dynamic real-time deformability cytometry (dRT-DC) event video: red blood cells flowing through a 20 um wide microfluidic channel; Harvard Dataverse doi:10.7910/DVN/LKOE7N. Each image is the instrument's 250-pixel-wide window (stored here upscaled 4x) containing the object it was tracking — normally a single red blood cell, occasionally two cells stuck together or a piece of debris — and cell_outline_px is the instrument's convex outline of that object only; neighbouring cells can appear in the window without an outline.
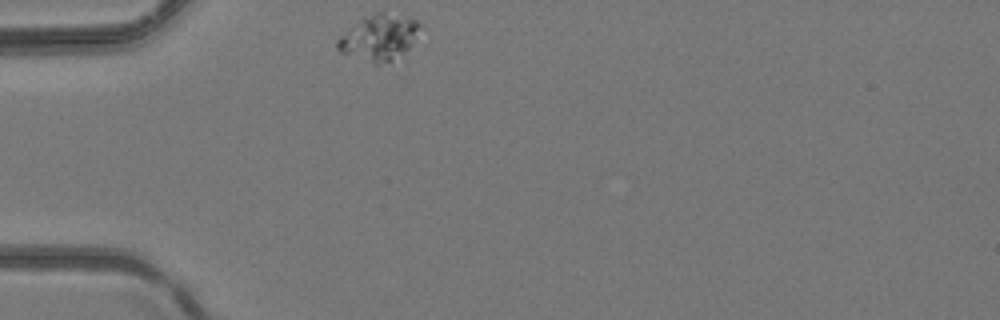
{"species": "common noctule bat (a hibernating species)", "species_latin": "Nyctalus noctula", "temperature_condition": "room temperature", "stored_images_in_passage": 2, "camera_frame_rate_fps": 3000, "um_per_image_px": 0.085, "animal": {"sex": "female", "body_mass_g": 24.6, "forearm_length_mm": 56.2}, "frame": {"image": 1, "passage_image": 1, "time_ms": 0.0, "image_size_px": [1000, 320], "cell_outline_px": [[424, 28], [408, 48], [404, 52], [388, 60], [376, 64], [340, 52], [336, 48], [336, 40], [340, 36], [376, 12], [384, 12], [416, 20]], "centroid_in_image_um": [32.26, 3.19], "position_along_channel_um": 52.7, "area_um2": 21.1}}